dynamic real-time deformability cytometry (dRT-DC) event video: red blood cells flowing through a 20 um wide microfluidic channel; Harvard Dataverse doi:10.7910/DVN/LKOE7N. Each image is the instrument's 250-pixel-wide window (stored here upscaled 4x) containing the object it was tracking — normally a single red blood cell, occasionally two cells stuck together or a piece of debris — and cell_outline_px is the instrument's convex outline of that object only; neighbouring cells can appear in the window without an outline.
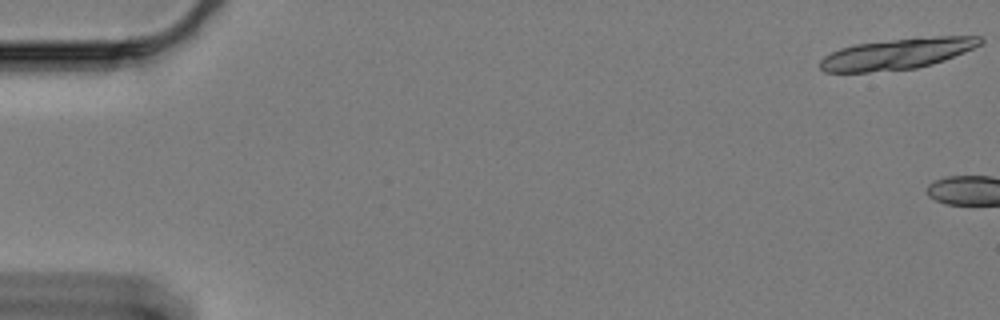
{"species": "Egyptian fruit bat (a non-hibernating species)", "species_latin": "Rousettus aegyptiacus", "temperature_condition": "cold", "stored_images_in_passage": 4, "camera_frame_rate_fps": 3000, "um_per_image_px": 0.085, "animal": {"sex": "female"}, "frame": {"image": 1, "passage_image": 1, "time_ms": 0.0, "image_size_px": [1000, 320], "cell_outline_px": [[984, 40], [980, 44], [964, 52], [944, 60], [932, 64], [916, 68], [868, 72], [824, 72], [820, 68], [820, 60], [824, 56], [840, 48], [856, 44], [892, 40], [936, 36], [980, 36]], "centroid_in_image_um": [76.24, 4.58], "position_along_channel_um": 8.8, "area_um2": 28.5}}